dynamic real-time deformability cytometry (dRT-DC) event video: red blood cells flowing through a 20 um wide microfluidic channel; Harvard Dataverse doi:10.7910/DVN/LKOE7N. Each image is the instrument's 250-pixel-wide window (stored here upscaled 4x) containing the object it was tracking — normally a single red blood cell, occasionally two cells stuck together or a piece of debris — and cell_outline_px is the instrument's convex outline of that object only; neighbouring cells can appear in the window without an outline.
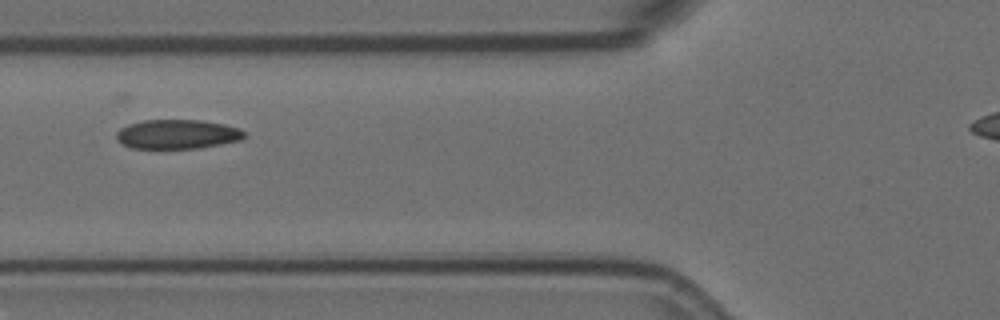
{"species": "Egyptian fruit bat (a non-hibernating species)", "species_latin": "Rousettus aegyptiacus", "temperature_condition": "room temperature", "stored_images_in_passage": 10, "camera_frame_rate_fps": 3000, "um_per_image_px": 0.085, "animal": {"sex": "female"}, "frame": {"image": 1, "passage_image": 3, "time_ms": 0.667, "image_size_px": [1000, 320], "cell_outline_px": [[244, 136], [240, 140], [220, 144], [196, 148], [132, 148], [120, 144], [116, 140], [116, 132], [120, 128], [128, 124], [144, 120], [200, 120], [224, 124], [240, 128], [244, 132]], "centroid_in_image_um": [15.02, 11.4], "position_along_channel_um": 110.8, "area_um2": 21.85}}
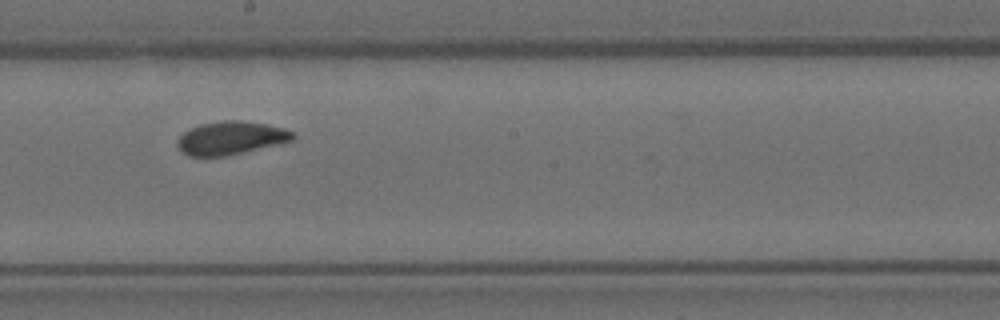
{"frame": {"image": 2, "passage_image": 6, "time_ms": 1.667, "image_size_px": [1000, 320], "cell_outline_px": [[296, 136], [292, 140], [280, 144], [224, 156], [188, 156], [176, 144], [176, 140], [184, 132], [200, 124], [224, 120], [240, 120], [268, 124], [284, 128], [296, 132]], "centroid_in_image_um": [19.66, 11.72], "position_along_channel_um": 228.5, "area_um2": 22.37}}
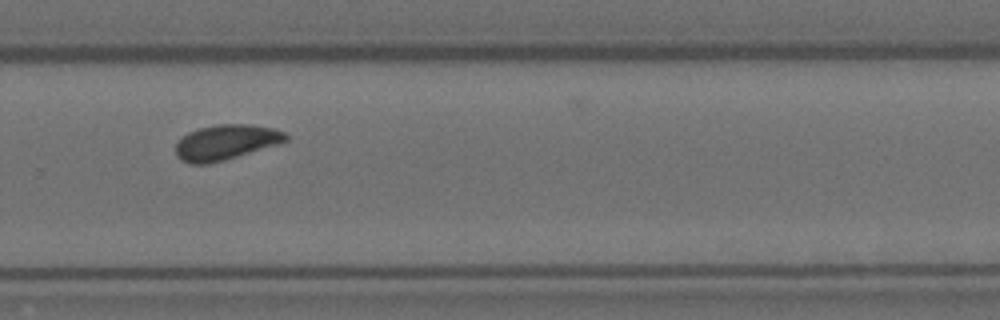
{"frame": {"image": 3, "passage_image": 8, "time_ms": 2.333, "image_size_px": [1000, 320], "cell_outline_px": [[288, 140], [276, 144], [224, 160], [208, 164], [188, 164], [180, 160], [176, 156], [176, 144], [188, 132], [200, 128], [216, 124], [248, 124], [272, 128], [284, 132], [288, 136]], "centroid_in_image_um": [19.16, 12.1], "position_along_channel_um": 310.6, "area_um2": 22.31}}